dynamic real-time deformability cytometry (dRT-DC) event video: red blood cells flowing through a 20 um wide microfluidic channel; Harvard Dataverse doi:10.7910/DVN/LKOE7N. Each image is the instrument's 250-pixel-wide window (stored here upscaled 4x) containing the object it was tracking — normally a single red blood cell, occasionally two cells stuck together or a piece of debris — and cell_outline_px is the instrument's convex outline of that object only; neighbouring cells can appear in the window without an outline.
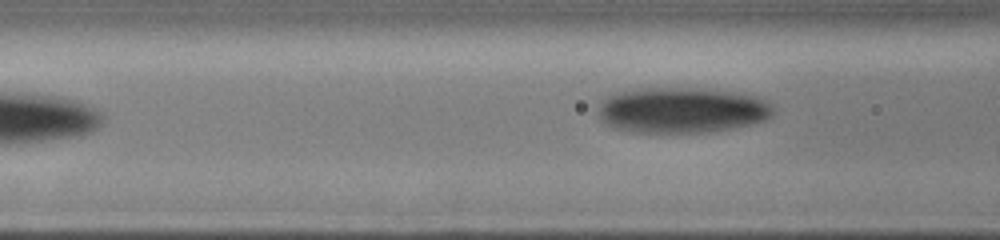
{"species": "human", "species_latin": "Homo sapiens", "temperature_condition": "cold", "stored_images_in_passage": 19, "segment_of_instrument_passage": [2, 2], "camera_frame_rate_fps": 3000, "um_per_image_px": 0.085, "donor": {"sex": "male"}, "frame": {"image": 1, "passage_image": 19, "time_ms": 7.667, "image_size_px": [1000, 240], "cell_outline_px": [[772, 116], [764, 120], [748, 124], [728, 128], [704, 132], [632, 132], [612, 128], [604, 124], [600, 120], [600, 100], [616, 92], [636, 88], [700, 88], [744, 92], [768, 100], [772, 104]], "centroid_in_image_um": [57.94, 9.34], "position_along_channel_um": 108.7, "area_um2": 46.93}}